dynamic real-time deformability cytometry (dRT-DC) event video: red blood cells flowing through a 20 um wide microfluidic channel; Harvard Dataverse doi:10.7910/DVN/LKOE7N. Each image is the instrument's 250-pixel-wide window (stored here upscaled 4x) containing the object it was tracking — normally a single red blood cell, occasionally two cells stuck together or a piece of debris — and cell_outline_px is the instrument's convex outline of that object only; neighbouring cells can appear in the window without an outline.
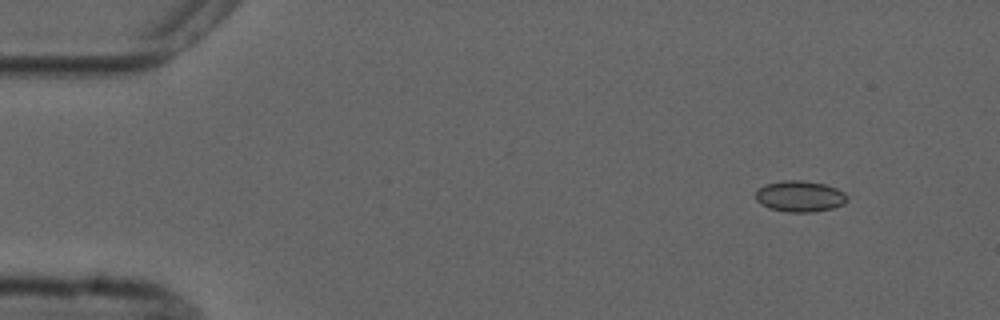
{"species": "common noctule bat (a hibernating species)", "species_latin": "Nyctalus noctula", "temperature_condition": "cold", "stored_images_in_passage": 4, "camera_frame_rate_fps": 3000, "um_per_image_px": 0.085, "animal": {"sex": "male", "forearm_length_mm": 52.5}, "frame": {"image": 1, "passage_image": 1, "time_ms": 0.0, "image_size_px": [1000, 320], "cell_outline_px": [[848, 200], [844, 204], [832, 208], [812, 212], [788, 212], [768, 208], [760, 204], [756, 200], [756, 192], [764, 184], [784, 180], [800, 180], [824, 184], [836, 188], [844, 192], [848, 196]], "centroid_in_image_um": [67.99, 16.69], "position_along_channel_um": 17.0, "area_um2": 16.65}}
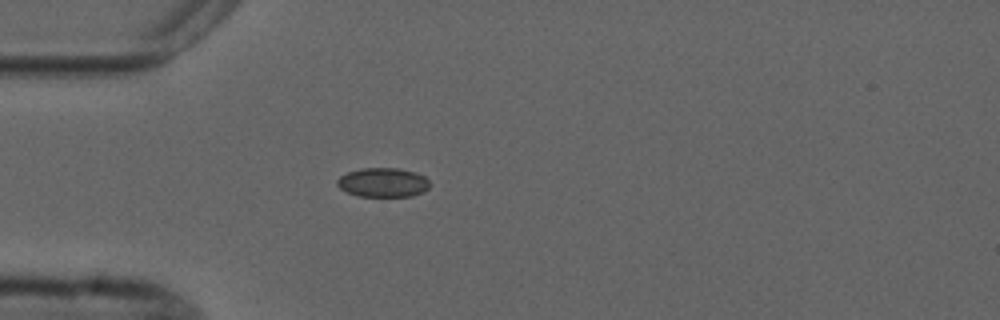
{"frame": {"image": 2, "passage_image": 4, "time_ms": 3.333, "image_size_px": [1000, 320], "cell_outline_px": [[428, 188], [424, 192], [412, 196], [356, 196], [340, 188], [336, 184], [336, 180], [340, 176], [348, 172], [360, 168], [400, 168], [416, 172], [424, 176], [428, 180]], "centroid_in_image_um": [32.55, 15.5], "position_along_channel_um": 52.5, "area_um2": 15.84}}